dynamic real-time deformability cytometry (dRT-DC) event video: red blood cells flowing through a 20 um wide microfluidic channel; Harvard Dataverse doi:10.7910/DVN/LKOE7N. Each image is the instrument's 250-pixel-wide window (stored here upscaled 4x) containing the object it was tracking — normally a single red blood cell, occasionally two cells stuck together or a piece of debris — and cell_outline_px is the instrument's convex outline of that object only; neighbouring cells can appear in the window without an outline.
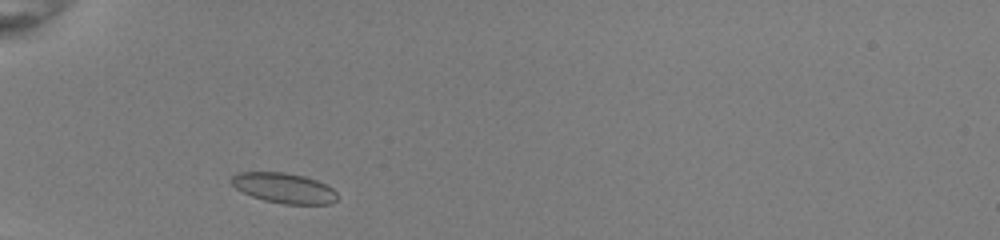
{"species": "common noctule bat (a hibernating species)", "species_latin": "Nyctalus noctula", "temperature_condition": "room temperature", "stored_images_in_passage": 31, "camera_frame_rate_fps": 3000, "um_per_image_px": 0.085, "animal": {"sex": "female", "body_mass_g": 22.0, "forearm_length_mm": 56.7}, "frame": {"image": 1, "passage_image": 2, "time_ms": 0.333, "image_size_px": [1000, 240], "cell_outline_px": [[336, 200], [332, 204], [284, 204], [264, 200], [252, 196], [236, 188], [228, 180], [236, 172], [284, 172], [304, 176], [316, 180], [332, 188], [336, 192]], "centroid_in_image_um": [24.11, 15.98], "position_along_channel_um": 60.9, "area_um2": 18.61}}
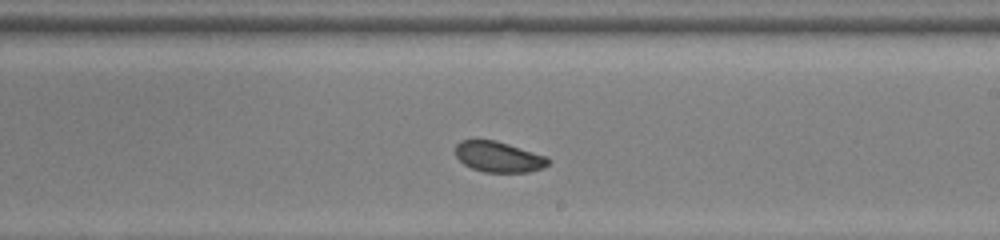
{"frame": {"image": 2, "passage_image": 17, "time_ms": 5.333, "image_size_px": [1000, 240], "cell_outline_px": [[552, 160], [548, 164], [540, 168], [528, 172], [484, 172], [472, 168], [464, 164], [456, 156], [456, 144], [460, 140], [496, 140], [548, 156]], "centroid_in_image_um": [42.4, 13.32], "position_along_channel_um": 246.6, "area_um2": 16.59}}
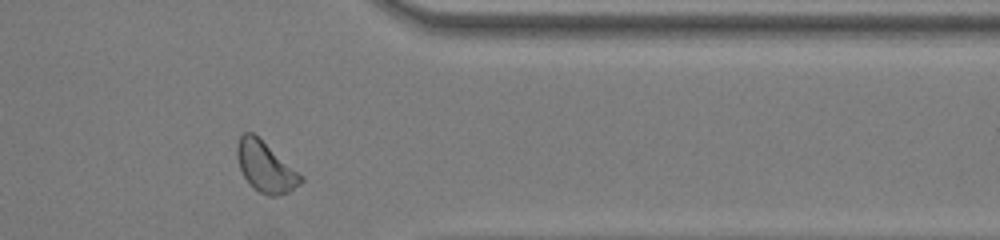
{"frame": {"image": 3, "passage_image": 28, "time_ms": 9.0, "image_size_px": [1000, 240], "cell_outline_px": [[304, 180], [300, 184], [288, 192], [276, 196], [268, 196], [252, 188], [248, 184], [240, 168], [236, 156], [236, 144], [240, 136], [244, 132], [252, 132], [304, 176]], "centroid_in_image_um": [22.55, 14.19], "position_along_channel_um": 388.8, "area_um2": 18.73}, "authors_computed_cell_mechanics": {"area_um2": 17.34, "velocity_mm_per_s": 3.9835, "shape_relaxation_time_tau1_ms": 10.4441, "shape_relaxation_time_tau2_ms": 1.6215, "deformation_change_tau1": 0.1121, "deformation_change_tau2": 0.0605}}